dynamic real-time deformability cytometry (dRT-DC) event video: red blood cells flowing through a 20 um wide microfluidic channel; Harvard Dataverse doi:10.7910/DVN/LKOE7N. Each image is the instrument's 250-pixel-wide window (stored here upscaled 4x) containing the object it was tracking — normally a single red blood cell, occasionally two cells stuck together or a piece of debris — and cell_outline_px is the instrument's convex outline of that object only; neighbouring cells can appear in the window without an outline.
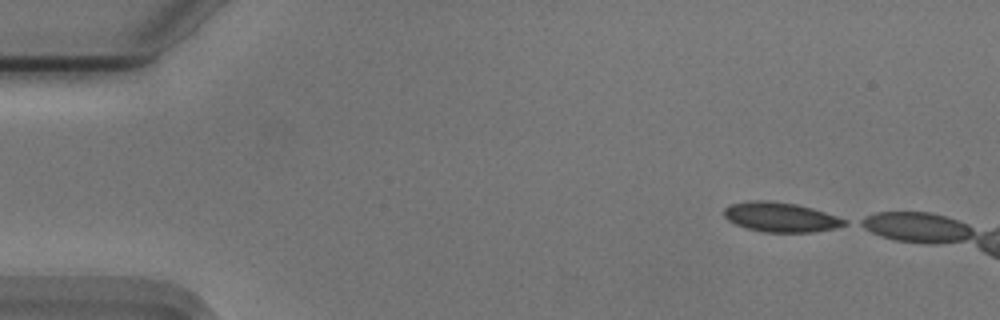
{"species": "Egyptian fruit bat (a non-hibernating species)", "species_latin": "Rousettus aegyptiacus", "temperature_condition": "cold", "stored_images_in_passage": 6, "camera_frame_rate_fps": 3000, "um_per_image_px": 0.085, "animal": {"sex": "male"}, "frame": {"image": 1, "passage_image": 1, "time_ms": 0.0, "image_size_px": [1000, 320], "cell_outline_px": [[848, 224], [836, 228], [812, 232], [764, 232], [748, 228], [736, 224], [728, 220], [724, 216], [724, 208], [732, 204], [748, 200], [768, 200], [796, 204], [812, 208], [848, 220]], "centroid_in_image_um": [66.36, 18.45], "position_along_channel_um": 18.6, "area_um2": 20.75}}